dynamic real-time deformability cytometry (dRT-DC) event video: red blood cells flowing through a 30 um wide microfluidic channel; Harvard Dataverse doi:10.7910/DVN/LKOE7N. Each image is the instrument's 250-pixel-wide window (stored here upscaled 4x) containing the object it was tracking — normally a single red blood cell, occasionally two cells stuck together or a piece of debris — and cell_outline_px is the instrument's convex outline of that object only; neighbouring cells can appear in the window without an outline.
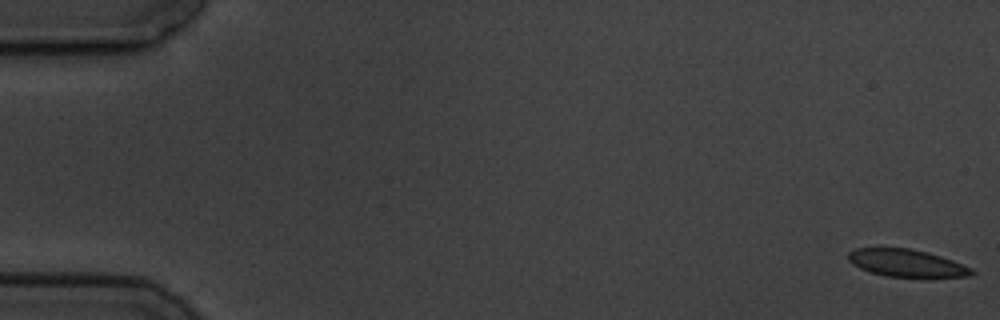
{"species": "common noctule bat (a hibernating species)", "species_latin": "Nyctalus noctula", "temperature_condition": "cold", "stored_images_in_passage": 6, "camera_frame_rate_fps": 3000, "um_per_image_px": 0.085, "animal": {"sex": "male", "body_mass_g": 19.5, "forearm_length_mm": 54.6}, "frame": {"image": 1, "passage_image": 1, "time_ms": 0.0, "image_size_px": [1000, 320], "cell_outline_px": [[976, 272], [972, 276], [924, 280], [888, 276], [872, 272], [860, 268], [852, 264], [848, 260], [848, 252], [856, 248], [912, 248], [928, 252], [952, 260], [972, 268]], "centroid_in_image_um": [77.16, 22.41], "position_along_channel_um": 7.8, "area_um2": 20.63}}